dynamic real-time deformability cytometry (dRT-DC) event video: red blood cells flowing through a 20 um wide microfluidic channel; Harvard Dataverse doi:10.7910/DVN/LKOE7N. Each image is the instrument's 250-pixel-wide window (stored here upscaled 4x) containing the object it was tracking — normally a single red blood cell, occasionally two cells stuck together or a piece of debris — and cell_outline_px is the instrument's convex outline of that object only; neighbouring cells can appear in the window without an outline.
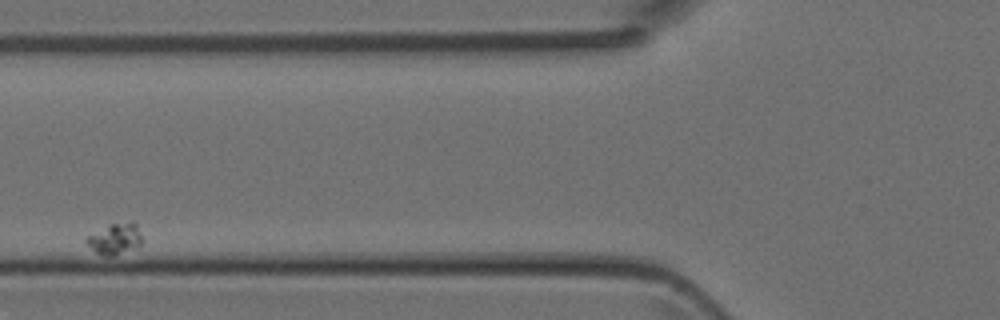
{"species": "Egyptian fruit bat (a non-hibernating species)", "species_latin": "Rousettus aegyptiacus", "temperature_condition": "room temperature", "stored_images_in_passage": 4, "camera_frame_rate_fps": 3000, "um_per_image_px": 0.085, "animal": {"sex": "female"}, "frame": {"image": 1, "passage_image": 2, "time_ms": 0.333, "image_size_px": [1000, 320], "cell_outline_px": [[144, 240], [140, 248], [112, 256], [104, 256], [96, 252], [88, 244], [88, 236], [108, 224], [132, 220], [136, 224]], "centroid_in_image_um": [9.88, 20.29], "position_along_channel_um": 115.9, "area_um2": 10.29}}